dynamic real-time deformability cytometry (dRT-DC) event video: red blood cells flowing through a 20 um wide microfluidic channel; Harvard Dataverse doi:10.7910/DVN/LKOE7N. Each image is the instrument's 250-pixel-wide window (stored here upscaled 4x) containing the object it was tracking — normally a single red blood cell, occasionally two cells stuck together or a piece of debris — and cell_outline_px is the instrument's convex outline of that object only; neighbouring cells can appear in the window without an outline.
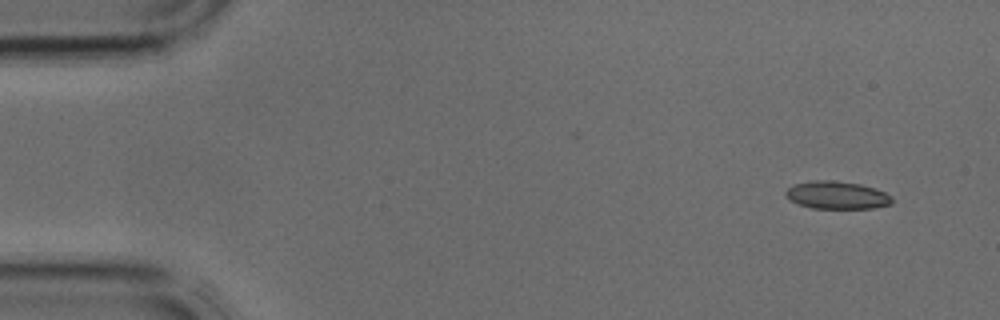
{"species": "common noctule bat (a hibernating species)", "species_latin": "Nyctalus noctula", "temperature_condition": "cold", "stored_images_in_passage": 2, "camera_frame_rate_fps": 3000, "um_per_image_px": 0.085, "animal": {"sex": "male", "body_mass_g": 17.9, "forearm_length_mm": 54.2}, "frame": {"image": 1, "passage_image": 2, "time_ms": 0.333, "image_size_px": [1000, 320], "cell_outline_px": [[892, 204], [872, 208], [812, 208], [800, 204], [784, 196], [784, 192], [792, 184], [812, 180], [832, 180], [860, 184], [876, 188], [892, 196]], "centroid_in_image_um": [71.13, 16.57], "position_along_channel_um": 13.9, "area_um2": 17.22}}